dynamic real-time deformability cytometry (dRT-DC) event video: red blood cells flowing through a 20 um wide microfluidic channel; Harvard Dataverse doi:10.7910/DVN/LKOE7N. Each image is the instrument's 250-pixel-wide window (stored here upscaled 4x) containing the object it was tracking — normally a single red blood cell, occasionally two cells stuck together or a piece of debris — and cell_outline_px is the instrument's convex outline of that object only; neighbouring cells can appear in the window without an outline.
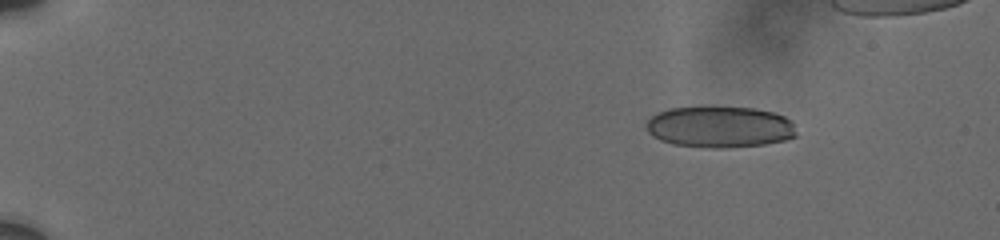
{"species": "human", "species_latin": "Homo sapiens", "temperature_condition": "cold", "stored_images_in_passage": 8, "camera_frame_rate_fps": 3000, "um_per_image_px": 0.085, "donor": {"sex": "male"}, "frame": {"image": 1, "passage_image": 3, "time_ms": 2.0, "image_size_px": [1000, 240], "cell_outline_px": [[796, 136], [784, 140], [764, 144], [724, 148], [712, 148], [672, 144], [660, 140], [652, 136], [648, 132], [644, 124], [656, 112], [672, 108], [704, 104], [708, 104], [752, 108], [772, 112], [784, 116], [792, 120], [796, 132]], "centroid_in_image_um": [61.14, 10.75], "position_along_channel_um": 23.9, "area_um2": 37.17}}